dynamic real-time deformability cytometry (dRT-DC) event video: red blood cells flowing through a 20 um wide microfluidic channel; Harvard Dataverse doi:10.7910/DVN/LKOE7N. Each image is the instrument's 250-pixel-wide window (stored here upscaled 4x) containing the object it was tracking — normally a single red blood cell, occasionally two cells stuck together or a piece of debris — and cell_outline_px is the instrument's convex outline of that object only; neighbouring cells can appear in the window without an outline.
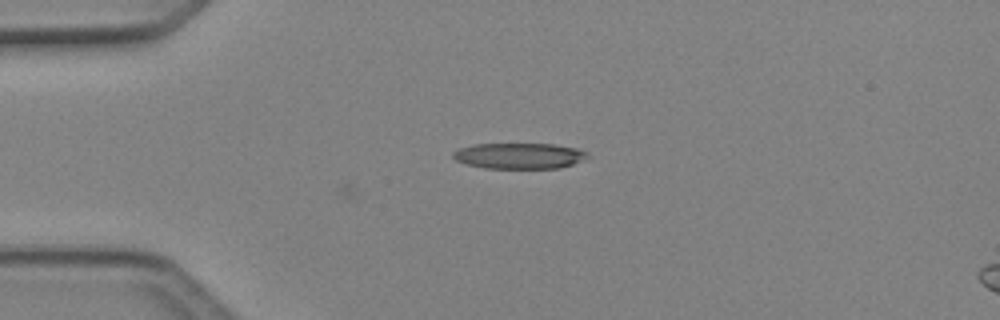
{"species": "Egyptian fruit bat (a non-hibernating species)", "species_latin": "Rousettus aegyptiacus", "temperature_condition": "cold", "stored_images_in_passage": 4, "camera_frame_rate_fps": 3000, "um_per_image_px": 0.085, "animal": {"sex": "female"}, "frame": {"image": 1, "passage_image": 1, "time_ms": 0.0, "image_size_px": [1000, 320], "cell_outline_px": [[588, 156], [584, 160], [560, 168], [484, 168], [468, 164], [456, 160], [452, 156], [452, 152], [460, 148], [476, 144], [552, 144], [576, 148], [588, 152]], "centroid_in_image_um": [44.15, 13.24], "position_along_channel_um": 40.8, "area_um2": 20.11}}